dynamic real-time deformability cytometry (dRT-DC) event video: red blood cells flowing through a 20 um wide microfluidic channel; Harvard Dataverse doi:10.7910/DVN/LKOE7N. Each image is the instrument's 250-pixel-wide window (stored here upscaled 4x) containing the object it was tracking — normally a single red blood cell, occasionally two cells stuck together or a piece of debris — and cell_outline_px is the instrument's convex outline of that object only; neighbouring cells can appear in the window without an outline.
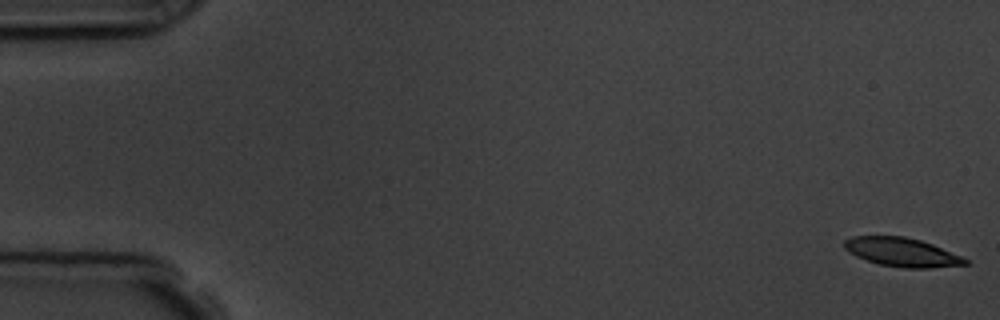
{"species": "common noctule bat (a hibernating species)", "species_latin": "Nyctalus noctula", "temperature_condition": "room temperature", "stored_images_in_passage": 6, "camera_frame_rate_fps": 3000, "um_per_image_px": 0.085, "animal": {"sex": "male", "body_mass_g": 19.5, "forearm_length_mm": 54.6}, "frame": {"image": 1, "passage_image": 1, "time_ms": 0.0, "image_size_px": [1000, 320], "cell_outline_px": [[968, 264], [928, 268], [904, 268], [880, 264], [856, 256], [848, 252], [844, 248], [844, 240], [852, 236], [904, 236], [920, 240], [932, 244], [960, 256], [968, 260]], "centroid_in_image_um": [76.63, 21.43], "position_along_channel_um": 8.4, "area_um2": 20.06}}